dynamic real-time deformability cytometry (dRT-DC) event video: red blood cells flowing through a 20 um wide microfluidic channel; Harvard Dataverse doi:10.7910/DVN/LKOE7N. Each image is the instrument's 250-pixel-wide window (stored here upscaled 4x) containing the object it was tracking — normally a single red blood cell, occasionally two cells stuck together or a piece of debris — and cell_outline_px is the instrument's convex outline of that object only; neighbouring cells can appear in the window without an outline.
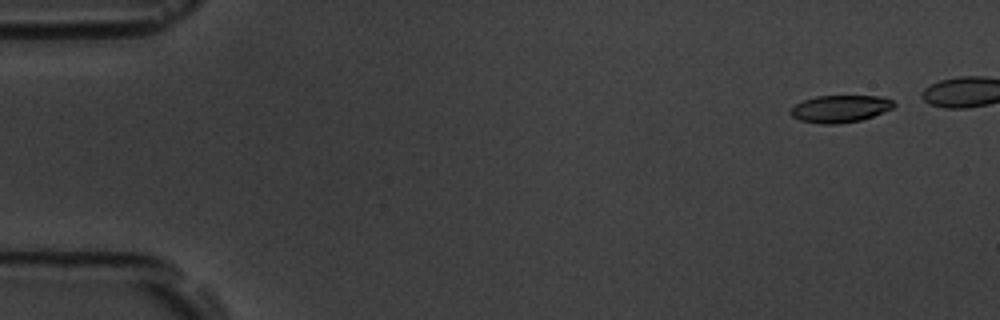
{"species": "common noctule bat (a hibernating species)", "species_latin": "Nyctalus noctula", "temperature_condition": "room temperature", "stored_images_in_passage": 5, "camera_frame_rate_fps": 3000, "um_per_image_px": 0.085, "animal": {"sex": "male", "body_mass_g": 19.5, "forearm_length_mm": 54.6}, "frame": {"image": 1, "passage_image": 1, "time_ms": 0.0, "image_size_px": [1000, 320], "cell_outline_px": [[896, 104], [892, 108], [872, 116], [860, 120], [836, 124], [820, 124], [800, 120], [792, 116], [788, 112], [796, 104], [804, 100], [816, 96], [880, 96], [892, 100]], "centroid_in_image_um": [71.39, 9.24], "position_along_channel_um": 13.6, "area_um2": 16.24}}